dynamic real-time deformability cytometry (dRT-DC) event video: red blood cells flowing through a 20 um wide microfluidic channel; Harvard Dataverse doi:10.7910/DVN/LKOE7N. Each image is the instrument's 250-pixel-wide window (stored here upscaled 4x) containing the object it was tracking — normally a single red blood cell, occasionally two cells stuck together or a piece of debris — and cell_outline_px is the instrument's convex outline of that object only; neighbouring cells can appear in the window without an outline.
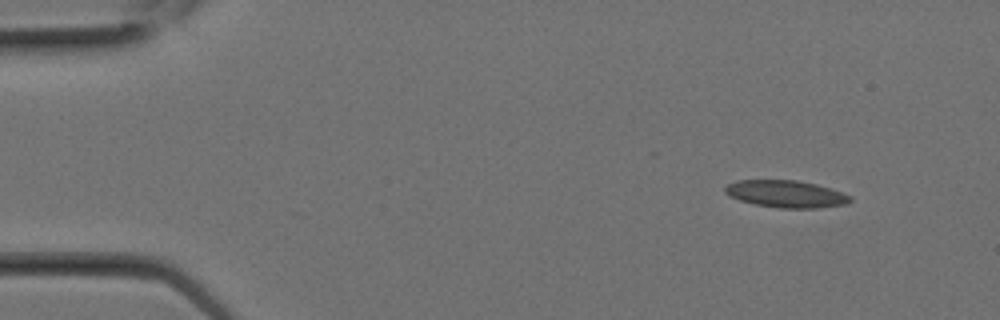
{"species": "Egyptian fruit bat (a non-hibernating species)", "species_latin": "Rousettus aegyptiacus", "temperature_condition": "room temperature", "stored_images_in_passage": 2, "camera_frame_rate_fps": 3000, "um_per_image_px": 0.085, "animal": {"sex": "female"}, "frame": {"image": 1, "passage_image": 1, "time_ms": 0.0, "image_size_px": [1000, 320], "cell_outline_px": [[852, 200], [848, 204], [816, 208], [780, 208], [756, 204], [740, 200], [724, 192], [724, 188], [728, 184], [736, 180], [796, 180], [816, 184], [832, 188], [844, 192], [852, 196]], "centroid_in_image_um": [66.87, 16.48], "position_along_channel_um": 18.1, "area_um2": 19.88}}
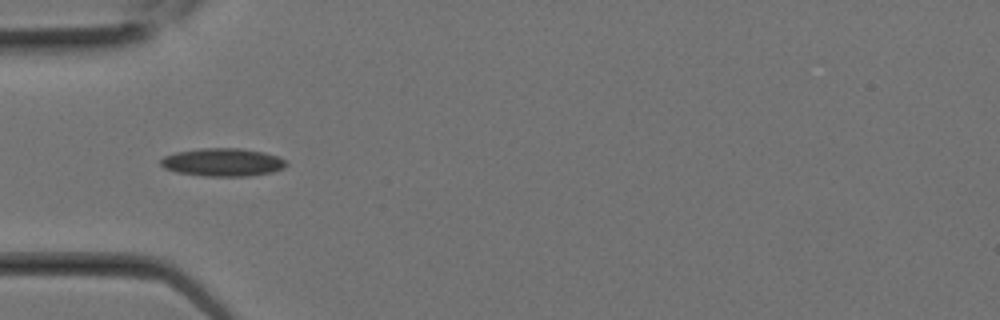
{"frame": {"image": 2, "passage_image": 2, "time_ms": 0.333, "image_size_px": [1000, 320], "cell_outline_px": [[288, 164], [284, 168], [272, 172], [248, 176], [204, 176], [176, 172], [164, 168], [160, 164], [160, 160], [164, 156], [176, 152], [200, 148], [240, 148], [264, 152], [280, 156], [288, 160]], "centroid_in_image_um": [18.97, 13.79], "position_along_channel_um": 66.0, "area_um2": 20.75}}